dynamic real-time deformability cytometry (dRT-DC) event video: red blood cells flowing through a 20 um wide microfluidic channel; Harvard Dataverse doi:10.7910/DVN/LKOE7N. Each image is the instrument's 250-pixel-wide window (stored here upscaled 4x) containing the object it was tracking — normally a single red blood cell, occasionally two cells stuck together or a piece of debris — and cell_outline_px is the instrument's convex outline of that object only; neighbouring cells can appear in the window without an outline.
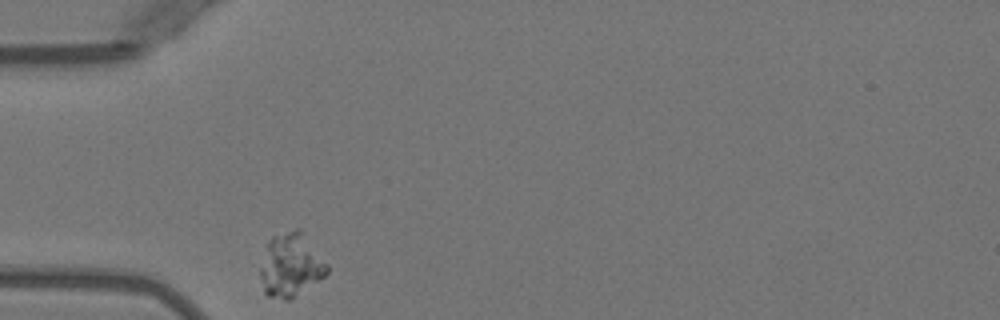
{"species": "Egyptian fruit bat (a non-hibernating species)", "species_latin": "Rousettus aegyptiacus", "temperature_condition": "warm", "stored_images_in_passage": 2, "camera_frame_rate_fps": 3000, "um_per_image_px": 0.085, "animal": {"sex": "female"}, "frame": {"image": 1, "passage_image": 1, "time_ms": 0.0, "image_size_px": [1000, 320], "cell_outline_px": [[328, 272], [324, 276], [292, 300], [284, 300], [268, 296], [264, 292], [260, 276], [260, 268], [268, 240], [272, 236], [296, 228], [300, 228], [328, 264]], "centroid_in_image_um": [24.72, 22.55], "position_along_channel_um": 60.3, "area_um2": 24.85}}
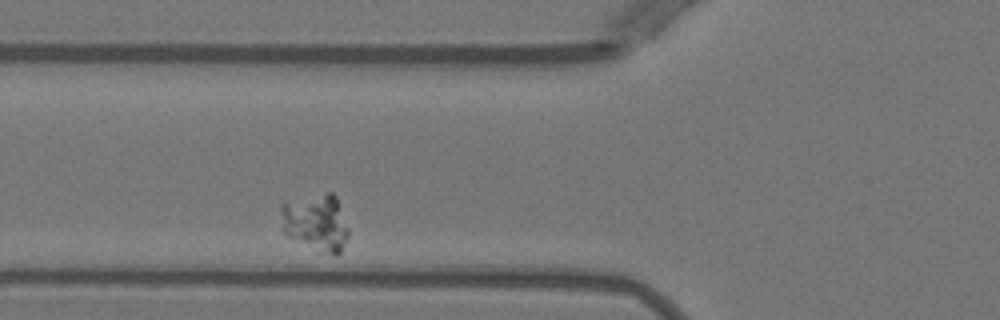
{"frame": {"image": 2, "passage_image": 2, "time_ms": 1.333, "image_size_px": [1000, 320], "cell_outline_px": [[348, 236], [340, 252], [336, 256], [288, 236], [284, 232], [280, 208], [280, 204], [284, 200], [328, 192], [332, 192], [336, 196], [348, 228]], "centroid_in_image_um": [26.84, 18.84], "position_along_channel_um": 99.0, "area_um2": 22.2}}